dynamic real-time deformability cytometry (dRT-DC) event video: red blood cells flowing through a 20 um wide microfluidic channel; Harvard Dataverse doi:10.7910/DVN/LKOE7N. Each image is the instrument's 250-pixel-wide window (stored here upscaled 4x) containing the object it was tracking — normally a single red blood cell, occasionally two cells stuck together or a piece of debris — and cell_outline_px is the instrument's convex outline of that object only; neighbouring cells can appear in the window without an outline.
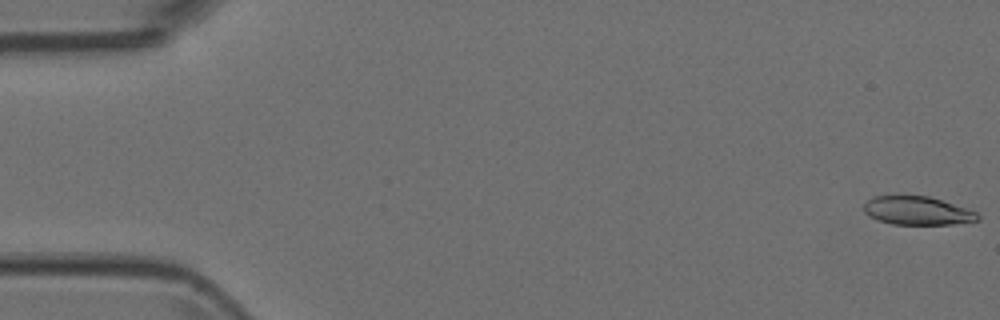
{"species": "Egyptian fruit bat (a non-hibernating species)", "species_latin": "Rousettus aegyptiacus", "temperature_condition": "room temperature", "stored_images_in_passage": 5, "camera_frame_rate_fps": 3000, "um_per_image_px": 0.085, "animal": {"sex": "female"}, "frame": {"image": 1, "passage_image": 1, "time_ms": 0.0, "image_size_px": [1000, 320], "cell_outline_px": [[980, 220], [952, 224], [892, 224], [868, 216], [864, 212], [864, 204], [872, 196], [928, 196], [976, 212], [980, 216]], "centroid_in_image_um": [77.94, 17.91], "position_along_channel_um": 7.1, "area_um2": 18.55}}
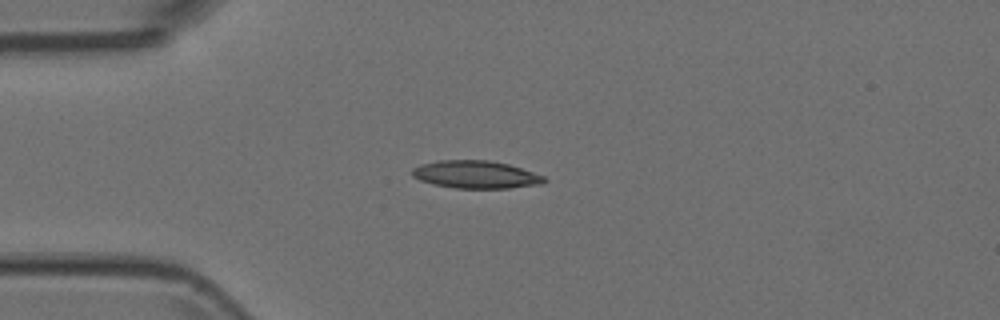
{"frame": {"image": 2, "passage_image": 5, "time_ms": 1.333, "image_size_px": [1000, 320], "cell_outline_px": [[548, 180], [540, 184], [508, 188], [456, 188], [432, 184], [420, 180], [412, 176], [412, 168], [420, 164], [436, 160], [488, 160], [508, 164], [544, 176]], "centroid_in_image_um": [40.4, 14.83], "position_along_channel_um": 44.6, "area_um2": 21.27}}